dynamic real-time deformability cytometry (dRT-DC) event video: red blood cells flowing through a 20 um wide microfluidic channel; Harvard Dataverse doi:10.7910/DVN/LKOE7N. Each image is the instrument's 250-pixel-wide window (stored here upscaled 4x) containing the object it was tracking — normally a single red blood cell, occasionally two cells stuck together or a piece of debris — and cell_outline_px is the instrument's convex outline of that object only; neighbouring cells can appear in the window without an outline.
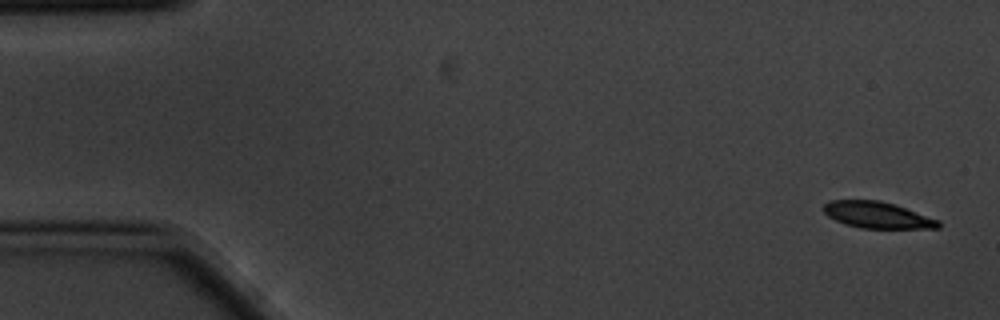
{"species": "common noctule bat (a hibernating species)", "species_latin": "Nyctalus noctula", "temperature_condition": "cold", "stored_images_in_passage": 6, "segment_of_instrument_passage": [1, 2], "camera_frame_rate_fps": 3000, "um_per_image_px": 0.085, "animal": {"sex": "male", "body_mass_g": 20.1, "forearm_length_mm": 53.5}, "frame": {"image": 1, "passage_image": 1, "time_ms": 0.0, "image_size_px": [1000, 320], "cell_outline_px": [[940, 228], [860, 228], [844, 224], [828, 216], [824, 212], [824, 204], [828, 200], [880, 200], [940, 220]], "centroid_in_image_um": [74.55, 18.28], "position_along_channel_um": 10.5, "area_um2": 17.51}}